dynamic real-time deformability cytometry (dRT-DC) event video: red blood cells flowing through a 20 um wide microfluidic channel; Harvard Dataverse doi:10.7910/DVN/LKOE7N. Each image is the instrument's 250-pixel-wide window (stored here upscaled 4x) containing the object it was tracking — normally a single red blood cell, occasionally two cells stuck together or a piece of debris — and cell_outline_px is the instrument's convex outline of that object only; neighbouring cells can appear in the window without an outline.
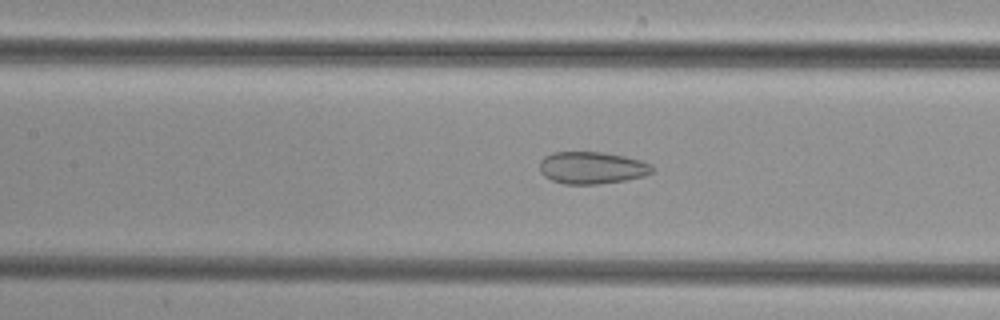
{"species": "common noctule bat (a hibernating species)", "species_latin": "Nyctalus noctula", "temperature_condition": "cold", "stored_images_in_passage": 41, "camera_frame_rate_fps": 3000, "um_per_image_px": 0.085, "animal": {"sex": "female", "body_mass_g": 29.2, "forearm_length_mm": 56.3}, "frame": {"image": 1, "passage_image": 23, "time_ms": 7.333, "image_size_px": [1000, 320], "cell_outline_px": [[656, 168], [652, 172], [644, 176], [624, 180], [596, 184], [564, 184], [552, 180], [544, 176], [540, 172], [540, 160], [544, 156], [552, 152], [604, 152], [624, 156], [640, 160]], "centroid_in_image_um": [50.29, 14.25], "position_along_channel_um": 157.1, "area_um2": 21.1}}
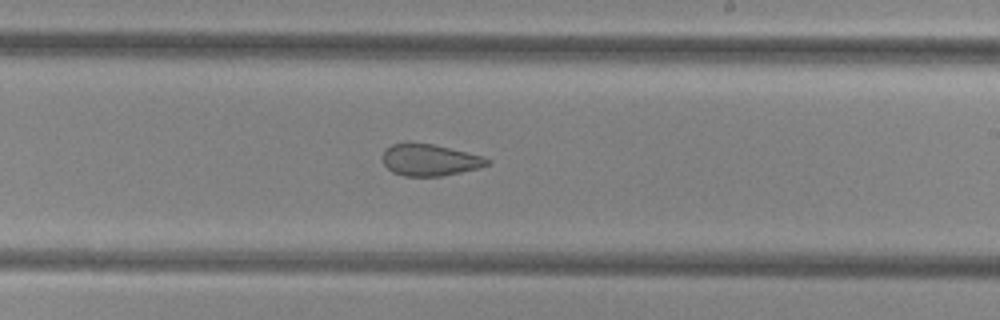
{"frame": {"image": 2, "passage_image": 30, "time_ms": 9.667, "image_size_px": [1000, 320], "cell_outline_px": [[492, 164], [480, 168], [444, 176], [404, 176], [392, 172], [384, 164], [384, 148], [392, 144], [432, 144], [480, 156], [492, 160]], "centroid_in_image_um": [36.56, 13.63], "position_along_channel_um": 252.4, "area_um2": 19.02}}
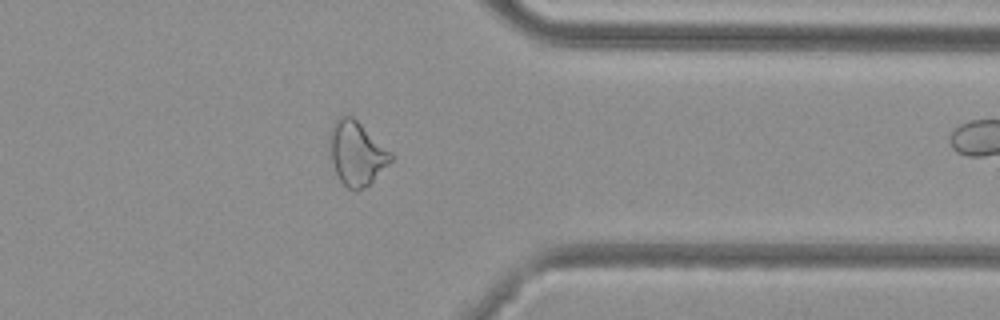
{"frame": {"image": 3, "passage_image": 40, "time_ms": 13.0, "image_size_px": [1000, 320], "cell_outline_px": [[392, 160], [364, 188], [356, 192], [348, 188], [340, 180], [336, 172], [328, 148], [328, 140], [332, 124], [340, 116], [352, 116], [392, 152]], "centroid_in_image_um": [30.28, 13.02], "position_along_channel_um": 381.1, "area_um2": 22.6}}